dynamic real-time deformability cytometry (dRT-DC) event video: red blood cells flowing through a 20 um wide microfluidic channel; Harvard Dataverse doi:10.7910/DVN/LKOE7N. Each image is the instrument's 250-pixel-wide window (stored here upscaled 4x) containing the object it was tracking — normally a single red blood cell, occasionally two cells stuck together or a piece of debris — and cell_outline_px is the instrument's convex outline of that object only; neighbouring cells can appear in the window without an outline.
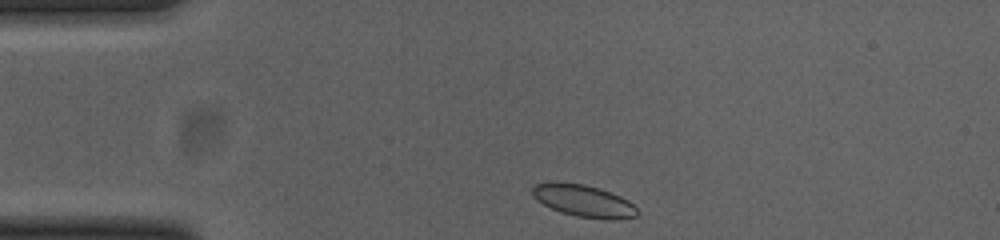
{"species": "common noctule bat (a hibernating species)", "species_latin": "Nyctalus noctula", "temperature_condition": "cold", "stored_images_in_passage": 35, "camera_frame_rate_fps": 3000, "um_per_image_px": 0.085, "animal": {"sex": "female", "body_mass_g": 23.0, "forearm_length_mm": 53.4}, "frame": {"image": 1, "passage_image": 1, "time_ms": 0.0, "image_size_px": [1000, 240], "cell_outline_px": [[640, 212], [636, 216], [616, 220], [604, 220], [576, 216], [560, 212], [544, 204], [532, 196], [532, 188], [536, 184], [552, 180], [584, 184], [600, 188], [620, 196], [628, 200]], "centroid_in_image_um": [49.61, 17.06], "position_along_channel_um": 35.4, "area_um2": 19.94}}
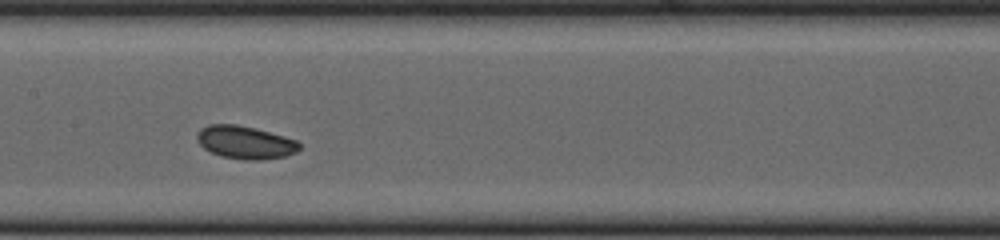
{"frame": {"image": 2, "passage_image": 16, "time_ms": 5.0, "image_size_px": [1000, 240], "cell_outline_px": [[300, 148], [296, 152], [284, 156], [260, 160], [244, 160], [220, 156], [204, 148], [196, 140], [196, 136], [200, 128], [208, 124], [236, 124], [256, 128], [284, 136], [296, 140], [300, 144]], "centroid_in_image_um": [20.82, 12.09], "position_along_channel_um": 186.6, "area_um2": 19.71}}
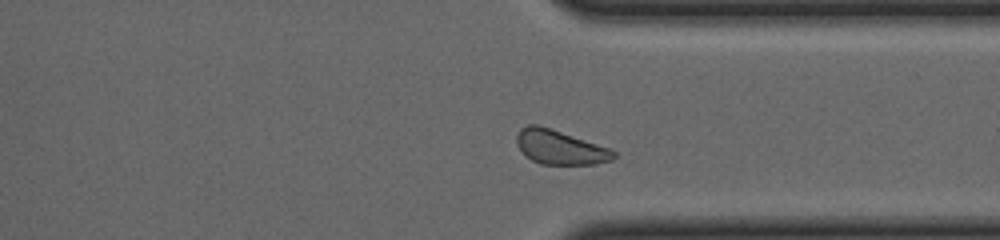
{"frame": {"image": 3, "passage_image": 30, "time_ms": 9.667, "image_size_px": [1000, 240], "cell_outline_px": [[616, 156], [612, 160], [596, 164], [540, 164], [532, 160], [516, 144], [516, 136], [520, 128], [528, 124], [536, 124], [608, 148], [616, 152]], "centroid_in_image_um": [47.58, 12.53], "position_along_channel_um": 363.8, "area_um2": 18.9}, "authors_computed_cell_mechanics": {"area_um2": 19.1318, "velocity_mm_per_s": 3.7994, "shape_relaxation_time_tau1_ms": 1.7808, "shape_relaxation_time_tau2_ms": null, "deformation_change_tau1": 0.0433, "deformation_change_tau2": null}}